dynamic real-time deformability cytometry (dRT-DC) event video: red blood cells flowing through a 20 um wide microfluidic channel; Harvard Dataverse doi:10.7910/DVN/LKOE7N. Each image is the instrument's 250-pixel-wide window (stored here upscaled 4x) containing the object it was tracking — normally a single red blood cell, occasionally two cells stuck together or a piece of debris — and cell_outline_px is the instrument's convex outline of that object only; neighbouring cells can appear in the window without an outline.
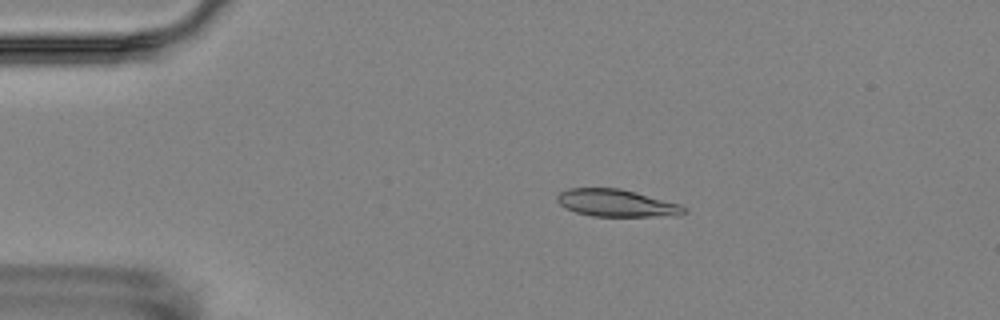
{"species": "Egyptian fruit bat (a non-hibernating species)", "species_latin": "Rousettus aegyptiacus", "temperature_condition": "room temperature", "stored_images_in_passage": 3, "camera_frame_rate_fps": 3000, "um_per_image_px": 0.085, "animal": {"sex": "female"}, "frame": {"image": 1, "passage_image": 2, "time_ms": 1.0, "image_size_px": [1000, 320], "cell_outline_px": [[688, 212], [680, 216], [592, 216], [576, 212], [564, 208], [556, 200], [556, 196], [560, 192], [568, 188], [620, 188], [636, 192], [680, 204], [688, 208]], "centroid_in_image_um": [52.44, 17.26], "position_along_channel_um": 32.6, "area_um2": 20.4}}